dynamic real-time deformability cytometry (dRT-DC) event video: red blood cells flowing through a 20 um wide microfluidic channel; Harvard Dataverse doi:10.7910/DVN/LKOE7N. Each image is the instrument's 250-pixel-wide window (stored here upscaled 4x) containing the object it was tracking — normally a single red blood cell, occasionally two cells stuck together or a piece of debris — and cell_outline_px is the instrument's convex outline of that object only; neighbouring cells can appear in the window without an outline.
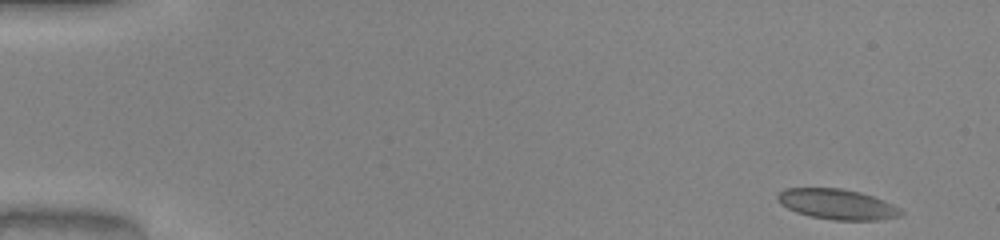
{"species": "common noctule bat (a hibernating species)", "species_latin": "Nyctalus noctula", "temperature_condition": "warm", "stored_images_in_passage": 49, "camera_frame_rate_fps": 3000, "um_per_image_px": 0.085, "animal": {"sex": "male", "body_mass_g": 20.0, "forearm_length_mm": 53.3}, "frame": {"image": 1, "passage_image": 1, "time_ms": 0.0, "image_size_px": [1000, 240], "cell_outline_px": [[904, 212], [900, 216], [876, 220], [836, 220], [808, 216], [796, 212], [780, 204], [776, 200], [776, 196], [784, 188], [840, 188], [872, 196], [900, 208]], "centroid_in_image_um": [71.11, 17.36], "position_along_channel_um": 13.9, "area_um2": 21.62}}
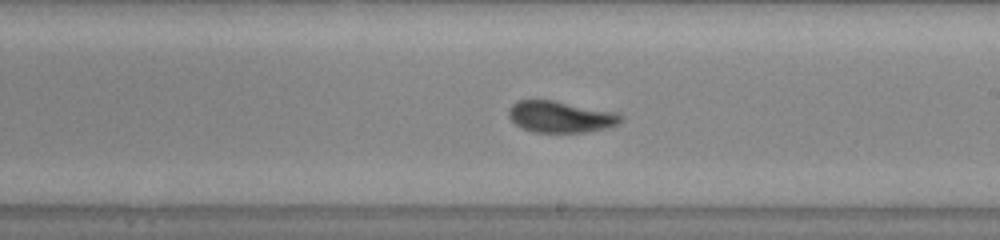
{"frame": {"image": 2, "passage_image": 28, "time_ms": 9.0, "image_size_px": [1000, 240], "cell_outline_px": [[624, 120], [616, 124], [604, 128], [588, 132], [532, 132], [516, 124], [508, 116], [508, 108], [516, 100], [552, 100], [616, 112], [624, 116]], "centroid_in_image_um": [47.64, 9.92], "position_along_channel_um": 241.4, "area_um2": 20.52}}
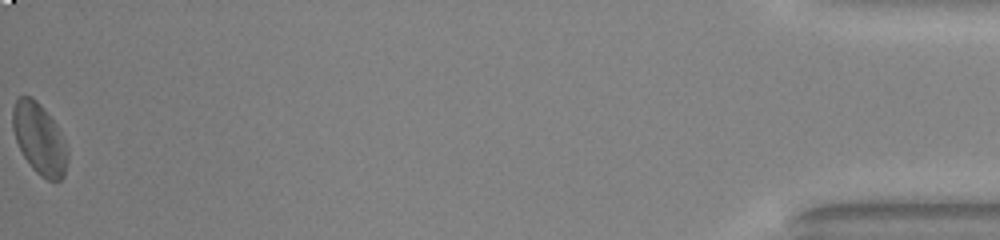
{"frame": {"image": 3, "passage_image": 49, "time_ms": 16.0, "image_size_px": [1000, 240], "cell_outline_px": [[68, 160], [64, 176], [60, 180], [48, 180], [40, 176], [32, 168], [24, 156], [16, 140], [12, 128], [12, 108], [16, 100], [20, 96], [32, 96], [40, 104], [56, 124], [68, 152]], "centroid_in_image_um": [3.33, 11.8], "position_along_channel_um": 431.9, "area_um2": 22.54}, "authors_computed_cell_mechanics": {"area_um2": 20.808, "velocity_mm_per_s": 4.0673, "shape_relaxation_time_tau1_ms": null, "shape_relaxation_time_tau2_ms": 1.5983, "deformation_change_tau1": null, "deformation_change_tau2": 0.0751}}